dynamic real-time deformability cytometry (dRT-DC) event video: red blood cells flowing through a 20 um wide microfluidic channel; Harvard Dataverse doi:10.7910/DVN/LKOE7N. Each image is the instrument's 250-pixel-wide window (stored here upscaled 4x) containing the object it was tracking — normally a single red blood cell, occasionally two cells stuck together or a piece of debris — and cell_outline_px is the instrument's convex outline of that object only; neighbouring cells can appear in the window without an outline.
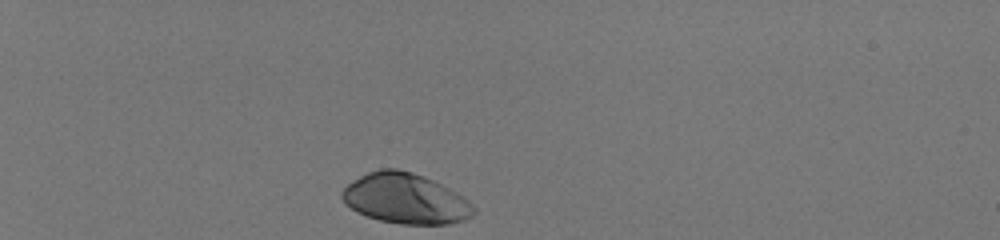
{"species": "human", "species_latin": "Homo sapiens", "temperature_condition": "room temperature", "stored_images_in_passage": 34, "camera_frame_rate_fps": 3000, "um_per_image_px": 0.085, "donor": {"sex": "male"}, "frame": {"image": 1, "passage_image": 1, "time_ms": 0.0, "image_size_px": [1000, 240], "cell_outline_px": [[476, 212], [472, 216], [464, 220], [448, 224], [400, 224], [380, 220], [356, 212], [340, 196], [340, 192], [352, 180], [368, 172], [380, 168], [396, 168], [412, 172], [432, 180], [456, 192], [468, 200], [476, 208]], "centroid_in_image_um": [34.47, 16.88], "position_along_channel_um": 50.5, "area_um2": 38.49}}
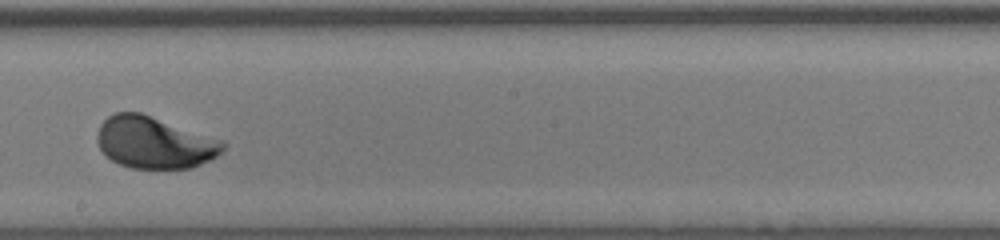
{"frame": {"image": 2, "passage_image": 20, "time_ms": 6.333, "image_size_px": [1000, 240], "cell_outline_px": [[224, 148], [216, 156], [192, 168], [132, 168], [120, 164], [112, 160], [100, 148], [96, 140], [96, 136], [100, 124], [108, 116], [116, 112], [140, 112], [224, 140]], "centroid_in_image_um": [13.11, 12.1], "position_along_channel_um": 235.1, "area_um2": 37.8}}
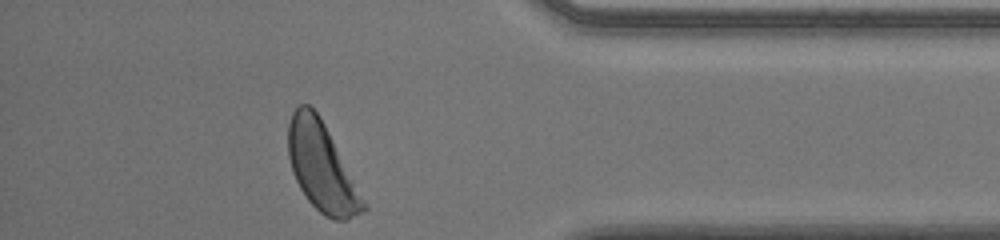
{"frame": {"image": 3, "passage_image": 34, "time_ms": 11.0, "image_size_px": [1000, 240], "cell_outline_px": [[368, 208], [364, 212], [348, 220], [336, 220], [324, 216], [308, 200], [300, 188], [292, 172], [288, 156], [288, 124], [292, 112], [300, 104], [308, 104], [320, 116]], "centroid_in_image_um": [27.31, 14.21], "position_along_channel_um": 407.9, "area_um2": 38.03}, "authors_computed_cell_mechanics": {"area_um2": 37.5411, "velocity_mm_per_s": 3.9903, "shape_relaxation_time_tau1_ms": 1.618, "shape_relaxation_time_tau2_ms": null, "deformation_change_tau1": 0.1387, "deformation_change_tau2": null}}